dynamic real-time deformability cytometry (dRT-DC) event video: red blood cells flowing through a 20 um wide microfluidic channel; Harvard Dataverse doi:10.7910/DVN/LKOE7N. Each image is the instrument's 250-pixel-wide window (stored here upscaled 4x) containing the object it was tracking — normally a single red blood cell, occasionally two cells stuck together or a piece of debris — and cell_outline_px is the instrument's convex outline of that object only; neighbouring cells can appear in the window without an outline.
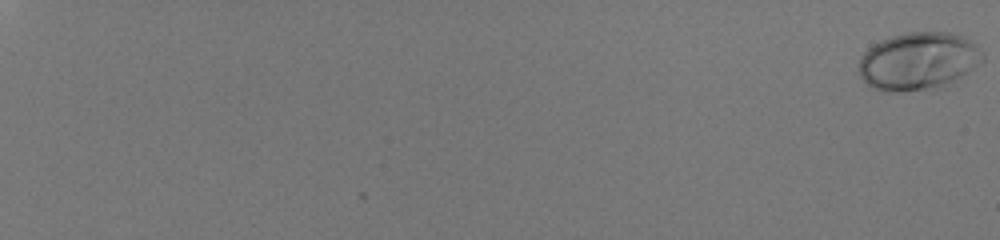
{"species": "human", "species_latin": "Homo sapiens", "temperature_condition": "room temperature", "stored_images_in_passage": 58, "camera_frame_rate_fps": 3000, "um_per_image_px": 0.085, "donor": {"sex": "male"}, "frame": {"image": 1, "passage_image": 1, "time_ms": 0.0, "image_size_px": [1000, 240], "cell_outline_px": [[984, 60], [980, 64], [968, 72], [940, 88], [900, 92], [888, 92], [872, 88], [860, 76], [860, 56], [872, 44], [880, 40], [892, 36], [908, 32], [948, 32], [964, 36], [972, 40], [976, 44], [984, 56]], "centroid_in_image_um": [78.07, 5.19], "position_along_channel_um": 6.9, "area_um2": 41.91}}
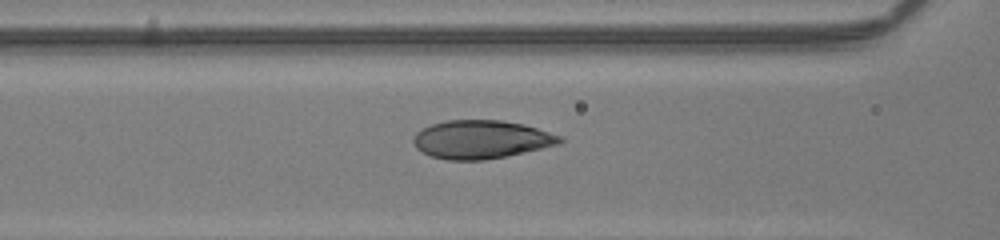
{"frame": {"image": 2, "passage_image": 32, "time_ms": 10.333, "image_size_px": [1000, 240], "cell_outline_px": [[564, 140], [560, 144], [504, 156], [484, 160], [448, 160], [432, 156], [416, 148], [412, 140], [416, 132], [432, 124], [444, 120], [500, 120], [524, 124], [560, 136]], "centroid_in_image_um": [40.88, 11.85], "position_along_channel_um": 125.7, "area_um2": 32.43}}
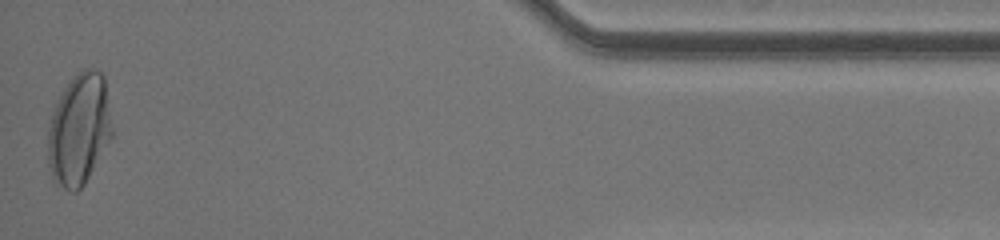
{"frame": {"image": 3, "passage_image": 58, "time_ms": 19.0, "image_size_px": [1000, 240], "cell_outline_px": [[112, 136], [84, 184], [76, 192], [72, 192], [56, 184], [52, 176], [48, 164], [48, 128], [56, 104], [64, 88], [80, 68], [96, 68], [104, 76], [112, 128]], "centroid_in_image_um": [6.72, 10.99], "position_along_channel_um": 428.5, "area_um2": 41.44}, "authors_computed_cell_mechanics": {"area_um2": 33.6974, "velocity_mm_per_s": 4.0811, "shape_relaxation_time_tau1_ms": 4.2389, "shape_relaxation_time_tau2_ms": null, "deformation_change_tau1": 0.2036, "deformation_change_tau2": null}}